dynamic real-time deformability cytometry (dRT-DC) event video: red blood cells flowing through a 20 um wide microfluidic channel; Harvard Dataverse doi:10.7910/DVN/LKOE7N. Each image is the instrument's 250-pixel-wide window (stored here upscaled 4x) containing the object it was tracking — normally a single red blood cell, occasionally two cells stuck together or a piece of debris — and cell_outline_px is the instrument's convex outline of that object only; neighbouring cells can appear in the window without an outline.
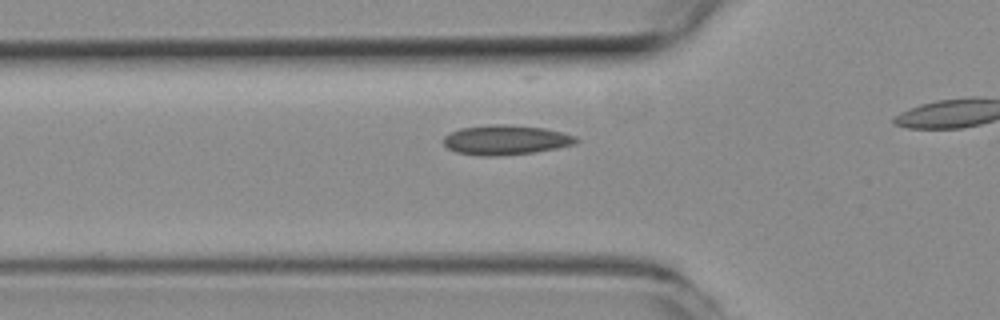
{"species": "common noctule bat (a hibernating species)", "species_latin": "Nyctalus noctula", "temperature_condition": "room temperature", "stored_images_in_passage": 7, "camera_frame_rate_fps": 3000, "um_per_image_px": 0.085, "animal": {"sex": "female", "body_mass_g": 19.3, "forearm_length_mm": 54.1}, "frame": {"image": 1, "passage_image": 2, "time_ms": 0.333, "image_size_px": [1000, 320], "cell_outline_px": [[580, 140], [576, 144], [556, 148], [532, 152], [496, 156], [480, 156], [456, 152], [448, 148], [444, 144], [444, 136], [460, 128], [492, 124], [508, 124], [544, 128], [576, 136]], "centroid_in_image_um": [42.99, 11.89], "position_along_channel_um": 82.8, "area_um2": 22.89}}
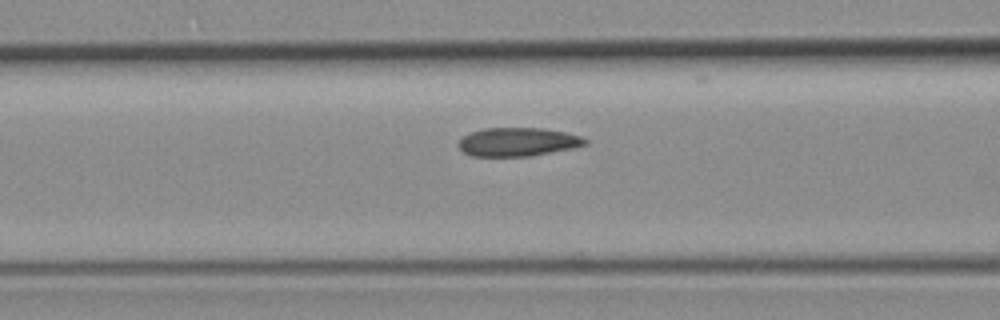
{"frame": {"image": 2, "passage_image": 5, "time_ms": 1.333, "image_size_px": [1000, 320], "cell_outline_px": [[588, 144], [572, 148], [532, 156], [472, 156], [464, 152], [456, 144], [464, 136], [472, 132], [484, 128], [544, 128], [564, 132], [580, 136], [588, 140]], "centroid_in_image_um": [44.02, 12.06], "position_along_channel_um": 122.6, "area_um2": 21.04}}